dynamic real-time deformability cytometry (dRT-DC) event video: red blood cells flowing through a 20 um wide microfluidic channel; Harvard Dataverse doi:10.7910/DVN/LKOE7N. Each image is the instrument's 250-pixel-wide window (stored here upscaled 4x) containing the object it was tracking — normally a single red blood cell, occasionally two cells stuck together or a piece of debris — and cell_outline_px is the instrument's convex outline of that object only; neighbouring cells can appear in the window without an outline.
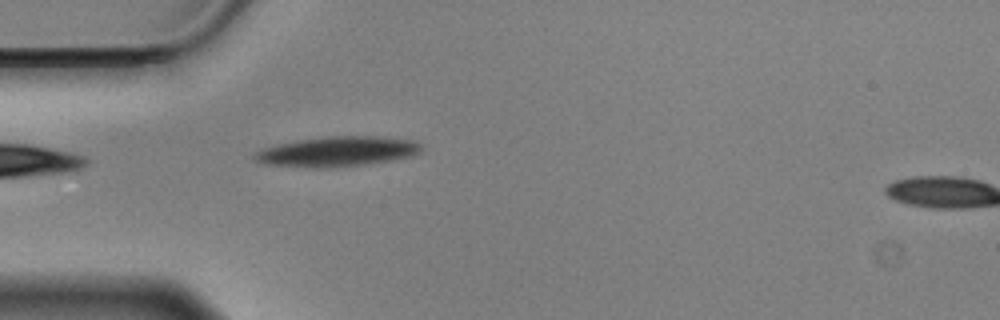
{"species": "Egyptian fruit bat (a non-hibernating species)", "species_latin": "Rousettus aegyptiacus", "temperature_condition": "cold", "stored_images_in_passage": 32, "camera_frame_rate_fps": 3000, "um_per_image_px": 0.085, "animal": {"sex": "male"}, "frame": {"image": 1, "passage_image": 1, "time_ms": 0.0, "image_size_px": [1000, 320], "cell_outline_px": [[420, 152], [412, 156], [364, 164], [332, 168], [316, 168], [264, 164], [252, 160], [252, 152], [276, 144], [296, 140], [328, 136], [380, 136], [416, 140], [420, 144]], "centroid_in_image_um": [28.6, 12.87], "position_along_channel_um": 56.4, "area_um2": 29.42}}
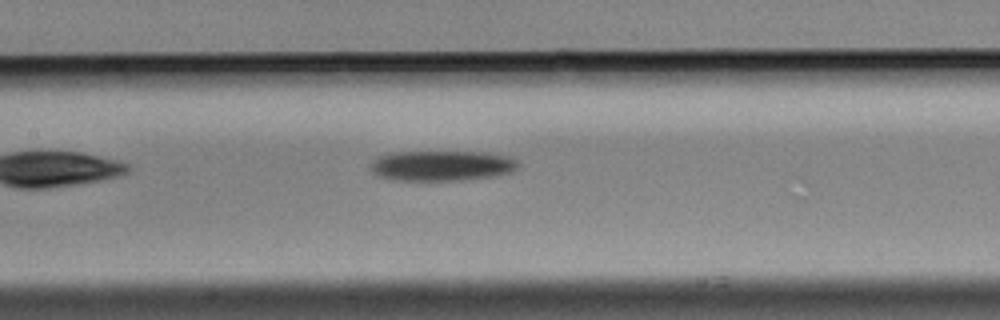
{"frame": {"image": 2, "passage_image": 11, "time_ms": 3.333, "image_size_px": [1000, 320], "cell_outline_px": [[520, 168], [512, 172], [496, 176], [468, 180], [388, 180], [376, 176], [368, 168], [372, 160], [376, 156], [392, 152], [488, 152], [508, 156], [516, 160], [520, 164]], "centroid_in_image_um": [37.53, 14.09], "position_along_channel_um": 169.9, "area_um2": 26.76}}
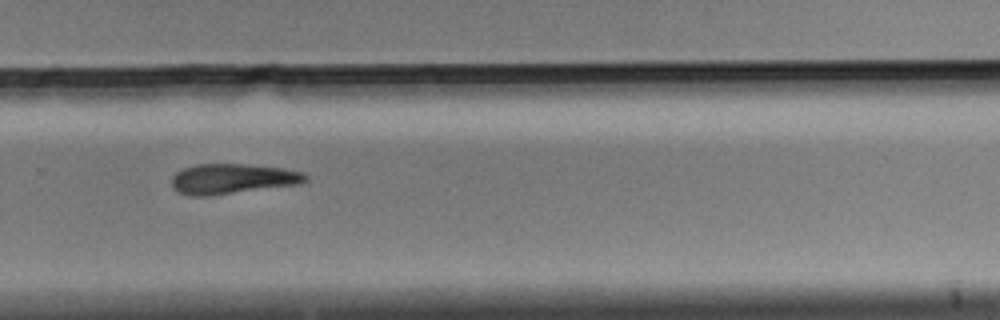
{"frame": {"image": 3, "passage_image": 23, "time_ms": 7.333, "image_size_px": [1000, 320], "cell_outline_px": [[308, 180], [300, 184], [208, 196], [192, 196], [180, 192], [172, 188], [172, 176], [176, 172], [184, 168], [196, 164], [244, 164], [284, 168], [304, 172], [308, 176]], "centroid_in_image_um": [19.78, 15.19], "position_along_channel_um": 310.0, "area_um2": 23.58}, "authors_computed_cell_mechanics": {"area_um2": 26.2123, "velocity_mm_per_s": 3.5202, "shape_relaxation_time_tau1_ms": 1.1983, "shape_relaxation_time_tau2_ms": null, "deformation_change_tau1": 0.0676, "deformation_change_tau2": null}}